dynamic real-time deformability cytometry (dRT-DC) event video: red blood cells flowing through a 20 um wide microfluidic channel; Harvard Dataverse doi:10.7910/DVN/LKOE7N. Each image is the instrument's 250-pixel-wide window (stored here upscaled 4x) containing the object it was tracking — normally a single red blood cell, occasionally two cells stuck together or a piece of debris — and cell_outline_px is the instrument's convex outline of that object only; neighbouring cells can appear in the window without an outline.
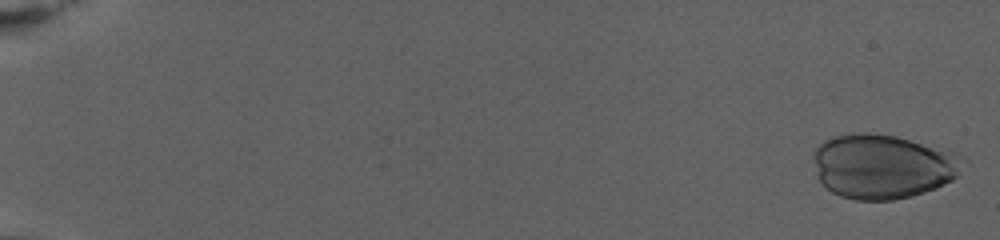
{"species": "human", "species_latin": "Homo sapiens", "temperature_condition": "warm", "stored_images_in_passage": 67, "camera_frame_rate_fps": 3000, "um_per_image_px": 0.085, "donor": {"sex": "female"}, "frame": {"image": 1, "passage_image": 2, "time_ms": 0.333, "image_size_px": [1000, 240], "cell_outline_px": [[968, 160], [960, 172], [952, 180], [936, 188], [912, 196], [892, 200], [856, 200], [840, 196], [832, 192], [816, 176], [812, 156], [816, 148], [824, 140], [832, 136], [852, 132], [868, 132], [896, 136], [956, 152]], "centroid_in_image_um": [75.04, 14.12], "position_along_channel_um": 10.0, "area_um2": 56.76}}
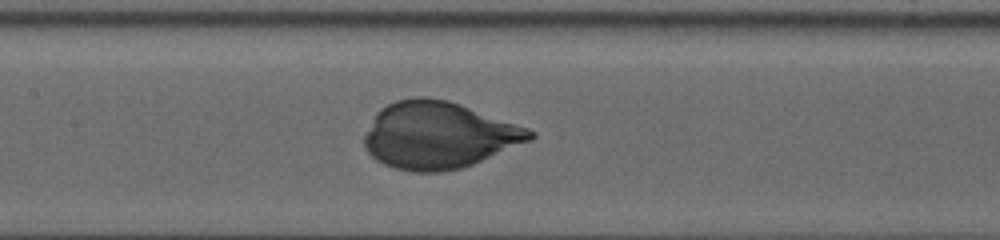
{"frame": {"image": 2, "passage_image": 41, "time_ms": 13.333, "image_size_px": [1000, 240], "cell_outline_px": [[536, 136], [532, 140], [472, 164], [460, 168], [440, 172], [416, 172], [396, 168], [384, 164], [376, 160], [364, 148], [364, 136], [376, 112], [380, 108], [396, 100], [416, 96], [424, 96], [448, 100], [460, 104], [528, 128], [536, 132]], "centroid_in_image_um": [37.27, 11.48], "position_along_channel_um": 170.1, "area_um2": 64.33}}
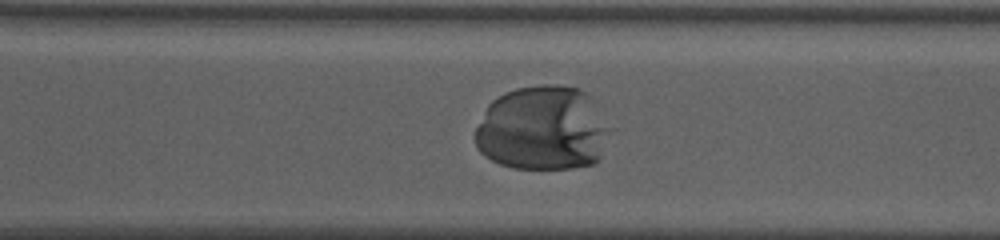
{"frame": {"image": 3, "passage_image": 58, "time_ms": 19.0, "image_size_px": [1000, 240], "cell_outline_px": [[608, 132], [600, 160], [592, 164], [572, 168], [512, 168], [500, 164], [484, 156], [476, 148], [476, 128], [488, 104], [492, 100], [504, 92], [516, 88], [544, 84], [556, 84], [580, 88], [592, 100]], "centroid_in_image_um": [46.07, 10.92], "position_along_channel_um": 324.5, "area_um2": 66.01}}